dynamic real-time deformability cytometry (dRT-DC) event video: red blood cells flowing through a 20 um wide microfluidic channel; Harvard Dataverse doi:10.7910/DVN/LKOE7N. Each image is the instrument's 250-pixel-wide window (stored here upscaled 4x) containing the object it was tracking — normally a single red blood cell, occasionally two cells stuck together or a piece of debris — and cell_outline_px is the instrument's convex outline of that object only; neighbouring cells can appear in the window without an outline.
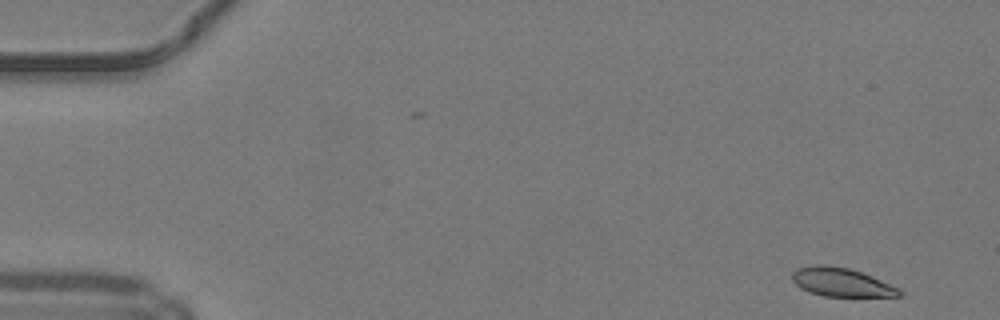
{"species": "common noctule bat (a hibernating species)", "species_latin": "Nyctalus noctula", "temperature_condition": "warm", "stored_images_in_passage": 47, "camera_frame_rate_fps": 3000, "um_per_image_px": 0.085, "animal": {"sex": "male", "body_mass_g": 19.2, "forearm_length_mm": 51.8}, "frame": {"image": 1, "passage_image": 1, "time_ms": 0.0, "image_size_px": [1000, 320], "cell_outline_px": [[904, 292], [900, 296], [824, 296], [808, 292], [800, 288], [792, 280], [792, 272], [796, 268], [816, 264], [824, 264], [848, 268], [872, 276], [900, 288]], "centroid_in_image_um": [71.5, 23.98], "position_along_channel_um": 13.5, "area_um2": 17.98}}
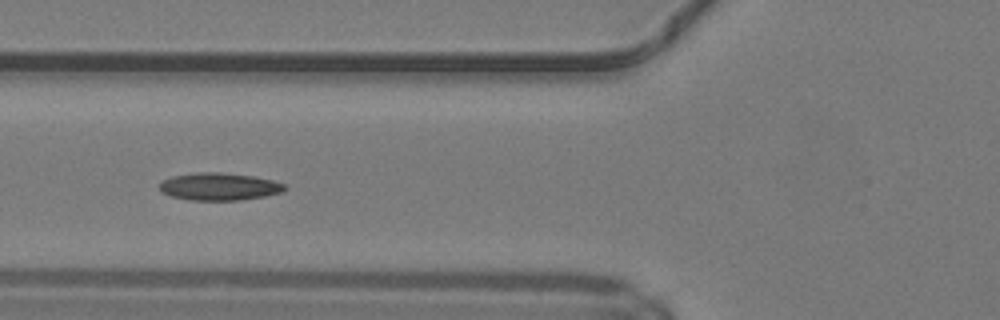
{"frame": {"image": 2, "passage_image": 17, "time_ms": 5.333, "image_size_px": [1000, 320], "cell_outline_px": [[288, 188], [284, 192], [264, 196], [240, 200], [192, 200], [172, 196], [160, 192], [160, 184], [164, 180], [172, 176], [196, 172], [220, 172], [256, 176], [272, 180], [284, 184]], "centroid_in_image_um": [18.67, 15.85], "position_along_channel_um": 107.1, "area_um2": 20.11}}
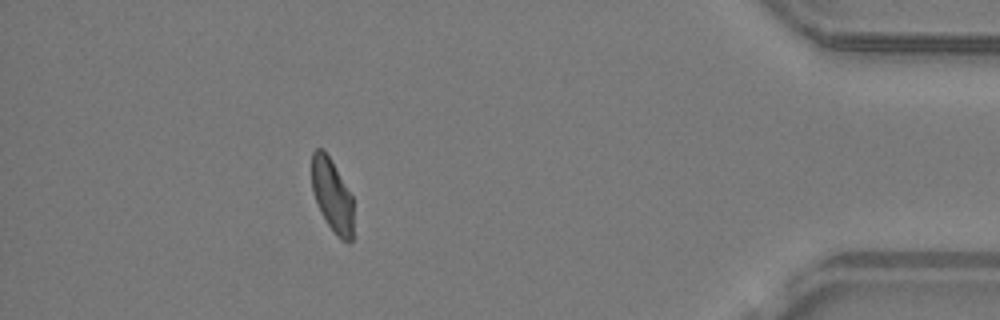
{"frame": {"image": 3, "passage_image": 42, "time_ms": 13.667, "image_size_px": [1000, 320], "cell_outline_px": [[352, 240], [348, 244], [328, 224], [320, 212], [312, 188], [312, 152], [316, 148], [324, 148], [352, 196]], "centroid_in_image_um": [28.21, 16.56], "position_along_channel_um": 407.0, "area_um2": 17.28}, "authors_computed_cell_mechanics": {"area_um2": 18.8428, "velocity_mm_per_s": 4.2079, "shape_relaxation_time_tau1_ms": 5.0735, "shape_relaxation_time_tau2_ms": 2.6063, "deformation_change_tau1": 0.146, "deformation_change_tau2": 0.0794}}